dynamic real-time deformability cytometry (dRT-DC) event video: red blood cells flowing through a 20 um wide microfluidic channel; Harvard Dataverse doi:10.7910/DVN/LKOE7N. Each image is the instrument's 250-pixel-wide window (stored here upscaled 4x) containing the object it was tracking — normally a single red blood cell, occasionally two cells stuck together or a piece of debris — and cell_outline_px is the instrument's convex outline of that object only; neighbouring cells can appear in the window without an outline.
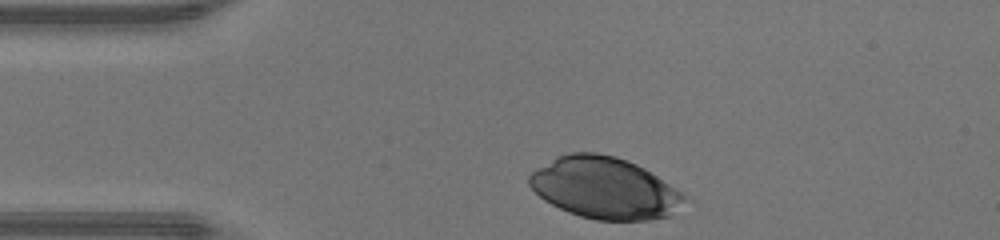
{"species": "human", "species_latin": "Homo sapiens", "temperature_condition": "warm", "stored_images_in_passage": 29, "camera_frame_rate_fps": 3000, "um_per_image_px": 0.085, "donor": {"sex": "male"}, "frame": {"image": 1, "passage_image": 1, "time_ms": 0.0, "image_size_px": [1000, 240], "cell_outline_px": [[684, 200], [672, 216], [648, 220], [596, 220], [580, 216], [568, 212], [544, 200], [528, 184], [528, 176], [536, 168], [556, 156], [568, 152], [596, 152], [616, 156], [636, 164], [644, 168], [680, 192], [684, 196]], "centroid_in_image_um": [51.34, 15.97], "position_along_channel_um": 33.7, "area_um2": 55.31}}
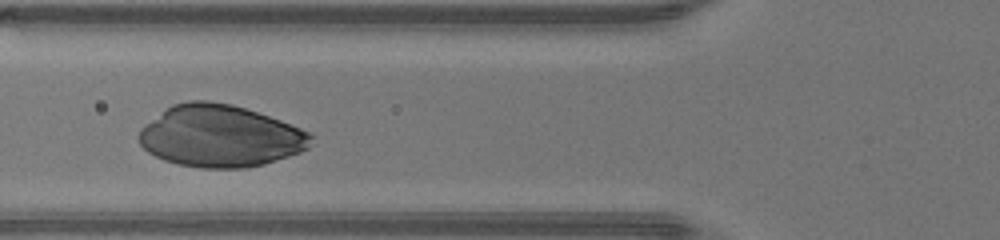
{"frame": {"image": 2, "passage_image": 9, "time_ms": 2.667, "image_size_px": [1000, 240], "cell_outline_px": [[312, 136], [308, 148], [300, 152], [264, 164], [244, 168], [200, 168], [176, 164], [164, 160], [148, 152], [140, 144], [136, 136], [140, 128], [144, 124], [172, 104], [188, 100], [208, 100], [232, 104], [280, 120], [300, 128], [308, 132]], "centroid_in_image_um": [18.66, 11.57], "position_along_channel_um": 107.1, "area_um2": 62.14}}
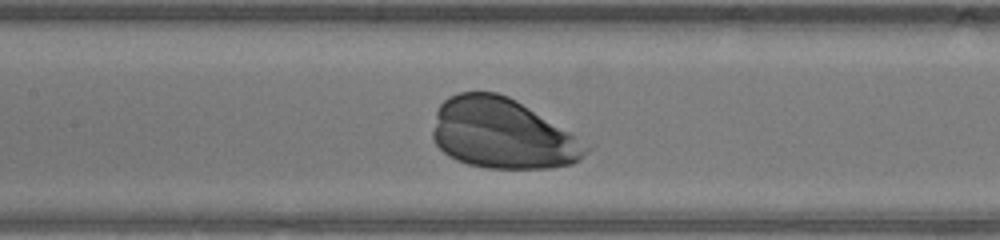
{"frame": {"image": 3, "passage_image": 13, "time_ms": 4.0, "image_size_px": [1000, 240], "cell_outline_px": [[596, 144], [580, 160], [572, 164], [552, 168], [488, 168], [468, 164], [456, 160], [448, 156], [432, 140], [432, 132], [436, 112], [440, 104], [448, 96], [460, 92], [496, 92], [508, 96], [516, 100]], "centroid_in_image_um": [42.79, 11.37], "position_along_channel_um": 164.6, "area_um2": 64.04}}